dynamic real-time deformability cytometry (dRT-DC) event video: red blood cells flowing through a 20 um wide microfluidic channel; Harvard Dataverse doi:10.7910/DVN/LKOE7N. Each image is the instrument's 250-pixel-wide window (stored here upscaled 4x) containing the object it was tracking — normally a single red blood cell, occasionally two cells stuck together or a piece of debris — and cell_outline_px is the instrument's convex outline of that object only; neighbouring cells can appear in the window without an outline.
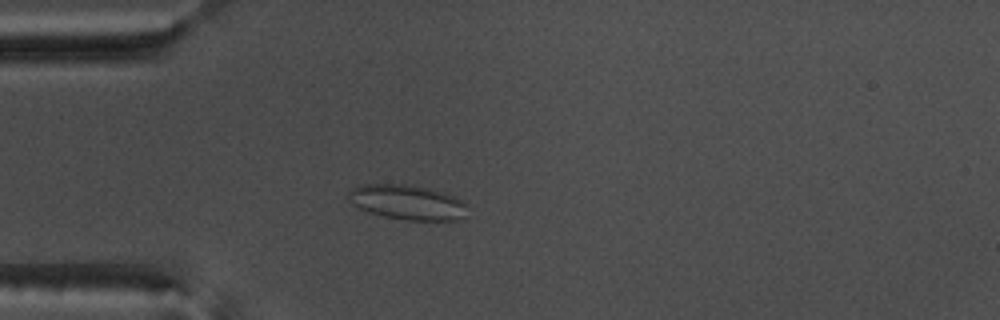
{"species": "common noctule bat (a hibernating species)", "species_latin": "Nyctalus noctula", "temperature_condition": "warm", "stored_images_in_passage": 41, "camera_frame_rate_fps": 3000, "um_per_image_px": 0.085, "animal": {"sex": "male", "body_mass_g": 17.5, "forearm_length_mm": 52.3}, "frame": {"image": 1, "passage_image": 2, "time_ms": 0.333, "image_size_px": [1000, 320], "cell_outline_px": [[468, 204], [460, 220], [408, 220], [384, 216], [368, 212], [352, 204], [348, 200], [348, 192], [356, 184], [408, 184], [428, 188], [452, 196]], "centroid_in_image_um": [34.56, 17.18], "position_along_channel_um": 50.4, "area_um2": 24.04}}
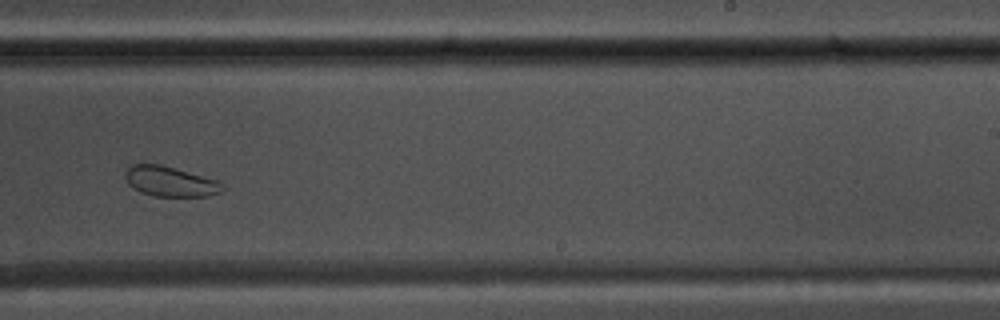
{"frame": {"image": 2, "passage_image": 21, "time_ms": 6.667, "image_size_px": [1000, 320], "cell_outline_px": [[228, 188], [220, 192], [208, 196], [152, 196], [140, 192], [132, 188], [128, 184], [124, 176], [124, 172], [132, 164], [160, 164], [216, 180], [224, 184]], "centroid_in_image_um": [14.45, 15.44], "position_along_channel_um": 274.6, "area_um2": 17.11}}
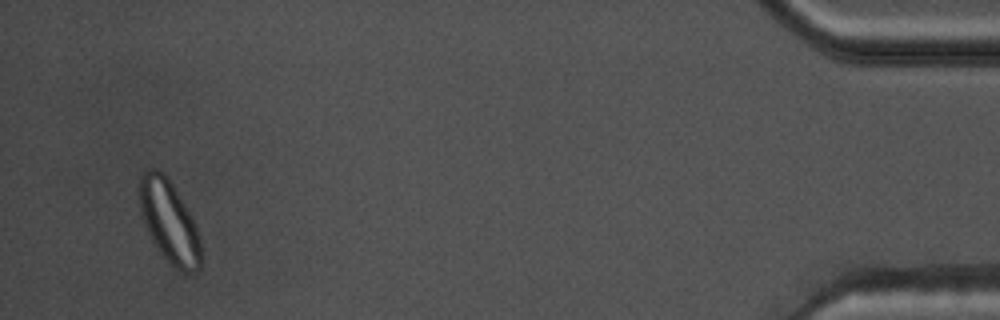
{"frame": {"image": 3, "passage_image": 39, "time_ms": 12.667, "image_size_px": [1000, 320], "cell_outline_px": [[200, 268], [196, 272], [188, 276], [180, 272], [168, 264], [152, 240], [140, 216], [140, 176], [148, 168], [156, 168], [164, 172], [172, 184], [184, 204], [196, 228], [200, 240]], "centroid_in_image_um": [14.37, 18.89], "position_along_channel_um": 420.8, "area_um2": 29.54}, "authors_computed_cell_mechanics": {"area_um2": 22.1952, "velocity_mm_per_s": 3.7306, "shape_relaxation_time_tau1_ms": null, "shape_relaxation_time_tau2_ms": 1.2628, "deformation_change_tau1": null, "deformation_change_tau2": 0.0645}}